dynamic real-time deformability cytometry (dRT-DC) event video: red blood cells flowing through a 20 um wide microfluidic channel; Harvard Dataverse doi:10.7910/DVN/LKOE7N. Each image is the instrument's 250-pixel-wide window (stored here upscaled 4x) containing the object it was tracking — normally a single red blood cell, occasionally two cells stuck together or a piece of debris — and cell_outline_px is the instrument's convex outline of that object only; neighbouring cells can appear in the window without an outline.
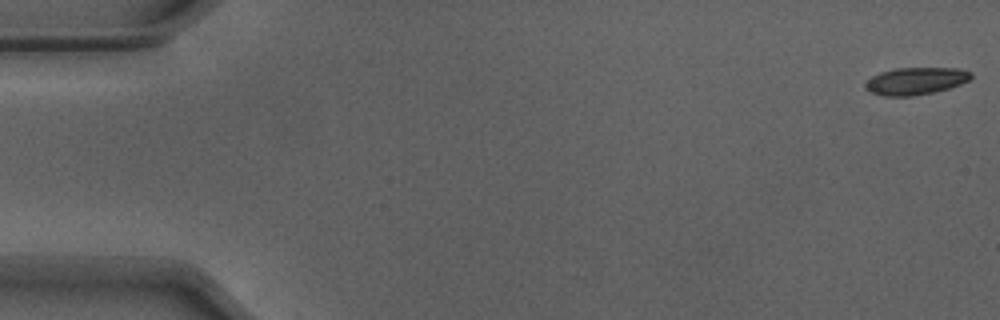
{"species": "Egyptian fruit bat (a non-hibernating species)", "species_latin": "Rousettus aegyptiacus", "temperature_condition": "warm", "stored_images_in_passage": 4, "camera_frame_rate_fps": 3000, "um_per_image_px": 0.085, "animal": {"sex": "male"}, "frame": {"image": 1, "passage_image": 1, "time_ms": 0.0, "image_size_px": [1000, 320], "cell_outline_px": [[972, 76], [968, 80], [960, 84], [948, 88], [932, 92], [912, 96], [884, 96], [872, 92], [864, 88], [864, 84], [872, 76], [880, 72], [896, 68], [960, 68], [972, 72]], "centroid_in_image_um": [77.82, 6.87], "position_along_channel_um": 7.2, "area_um2": 16.7}}